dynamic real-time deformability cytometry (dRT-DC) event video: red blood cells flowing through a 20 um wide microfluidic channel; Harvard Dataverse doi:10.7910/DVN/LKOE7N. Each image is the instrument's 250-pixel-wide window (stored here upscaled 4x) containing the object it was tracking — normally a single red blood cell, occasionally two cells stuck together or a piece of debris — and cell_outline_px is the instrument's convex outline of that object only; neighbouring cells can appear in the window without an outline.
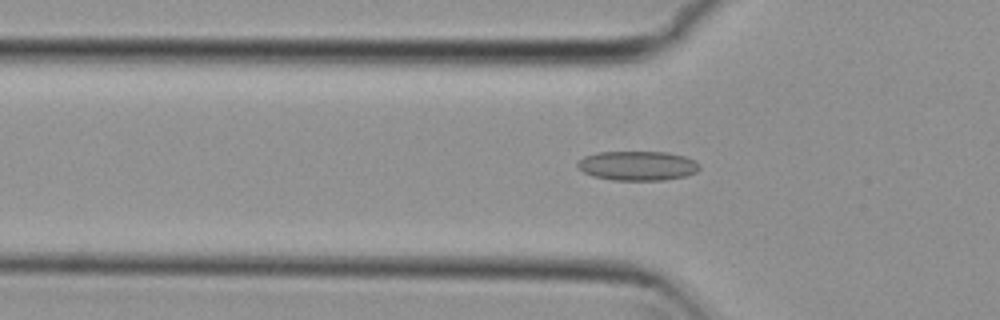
{"species": "common noctule bat (a hibernating species)", "species_latin": "Nyctalus noctula", "temperature_condition": "cold", "stored_images_in_passage": 47, "camera_frame_rate_fps": 3000, "um_per_image_px": 0.085, "animal": {"sex": "female", "body_mass_g": 29.2, "forearm_length_mm": 56.3}, "frame": {"image": 1, "passage_image": 15, "time_ms": 4.667, "image_size_px": [1000, 320], "cell_outline_px": [[700, 168], [696, 172], [684, 176], [664, 180], [612, 180], [592, 176], [584, 172], [576, 164], [584, 156], [596, 152], [668, 152], [684, 156], [696, 160], [700, 164]], "centroid_in_image_um": [54.21, 14.08], "position_along_channel_um": 71.6, "area_um2": 20.98}}
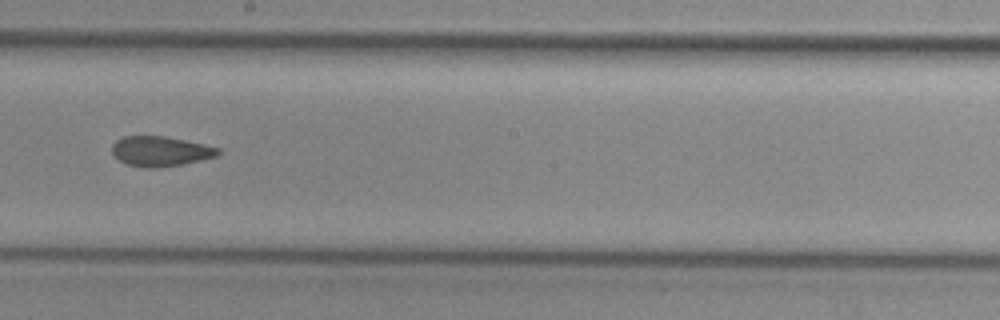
{"frame": {"image": 2, "passage_image": 28, "time_ms": 9.0, "image_size_px": [1000, 320], "cell_outline_px": [[220, 152], [216, 156], [200, 160], [180, 164], [156, 168], [144, 168], [124, 164], [112, 152], [112, 144], [116, 140], [124, 136], [164, 136], [204, 144], [220, 148]], "centroid_in_image_um": [13.61, 12.86], "position_along_channel_um": 234.6, "area_um2": 18.44}}
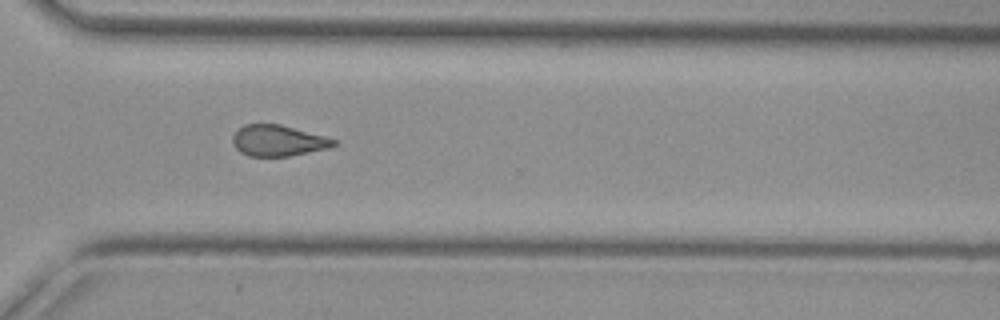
{"frame": {"image": 3, "passage_image": 37, "time_ms": 12.0, "image_size_px": [1000, 320], "cell_outline_px": [[336, 144], [328, 148], [288, 156], [248, 156], [240, 152], [232, 144], [232, 136], [244, 124], [280, 124], [324, 136], [336, 140]], "centroid_in_image_um": [23.6, 11.95], "position_along_channel_um": 347.0, "area_um2": 18.09}}